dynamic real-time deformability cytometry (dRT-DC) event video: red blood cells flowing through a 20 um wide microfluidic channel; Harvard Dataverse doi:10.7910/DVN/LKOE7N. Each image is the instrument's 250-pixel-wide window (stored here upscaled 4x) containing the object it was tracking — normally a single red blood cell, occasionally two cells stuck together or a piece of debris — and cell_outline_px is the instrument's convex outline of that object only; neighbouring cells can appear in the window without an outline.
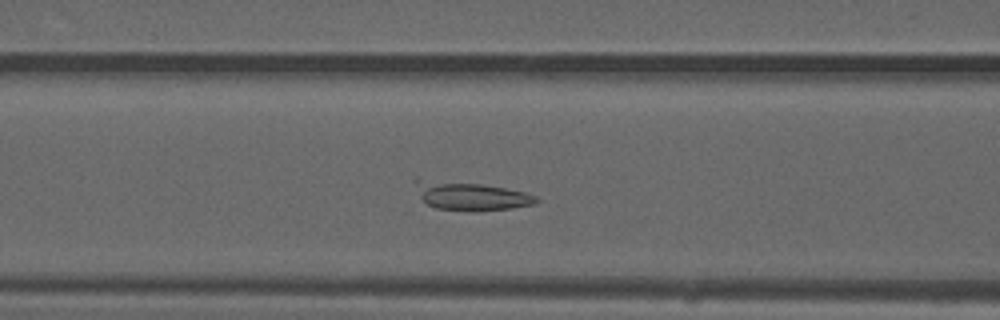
{"species": "common noctule bat (a hibernating species)", "species_latin": "Nyctalus noctula", "temperature_condition": "warm", "stored_images_in_passage": 40, "camera_frame_rate_fps": 3000, "um_per_image_px": 0.085, "animal": {"sex": "male", "forearm_length_mm": 52.5}, "frame": {"image": 1, "passage_image": 14, "time_ms": 4.333, "image_size_px": [1000, 320], "cell_outline_px": [[540, 200], [536, 204], [512, 208], [476, 212], [472, 212], [436, 208], [428, 204], [420, 196], [412, 180], [416, 176], [484, 184], [524, 192], [536, 196]], "centroid_in_image_um": [39.94, 16.62], "position_along_channel_um": 126.7, "area_um2": 20.81}}
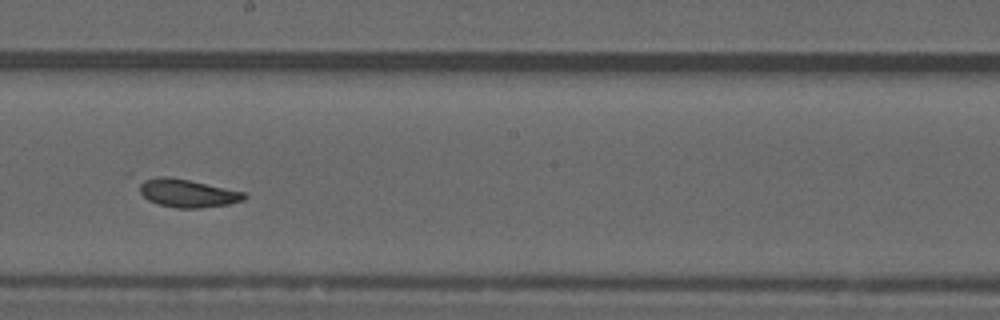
{"frame": {"image": 2, "passage_image": 22, "time_ms": 7.0, "image_size_px": [1000, 320], "cell_outline_px": [[248, 196], [244, 200], [228, 204], [200, 208], [176, 208], [156, 204], [148, 200], [140, 192], [136, 180], [160, 176], [168, 176], [188, 180], [244, 192]], "centroid_in_image_um": [15.85, 16.41], "position_along_channel_um": 232.3, "area_um2": 17.34}}
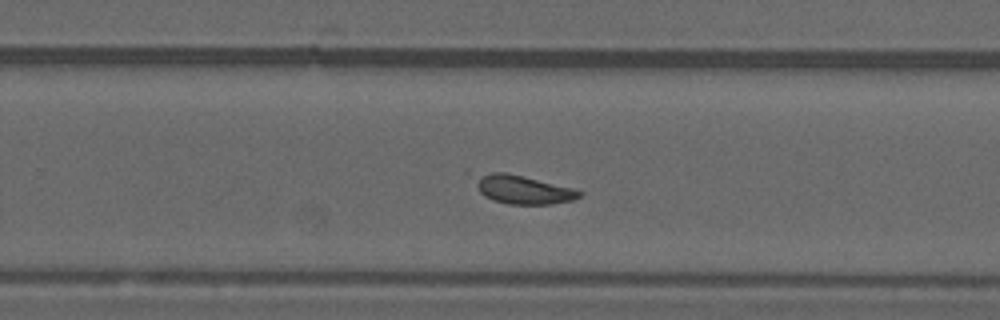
{"frame": {"image": 3, "passage_image": 26, "time_ms": 8.333, "image_size_px": [1000, 320], "cell_outline_px": [[584, 192], [580, 196], [572, 200], [552, 204], [508, 204], [492, 200], [484, 196], [480, 192], [464, 172], [468, 168], [504, 172], [524, 176], [572, 188]], "centroid_in_image_um": [44.13, 16.01], "position_along_channel_um": 285.7, "area_um2": 18.67}}